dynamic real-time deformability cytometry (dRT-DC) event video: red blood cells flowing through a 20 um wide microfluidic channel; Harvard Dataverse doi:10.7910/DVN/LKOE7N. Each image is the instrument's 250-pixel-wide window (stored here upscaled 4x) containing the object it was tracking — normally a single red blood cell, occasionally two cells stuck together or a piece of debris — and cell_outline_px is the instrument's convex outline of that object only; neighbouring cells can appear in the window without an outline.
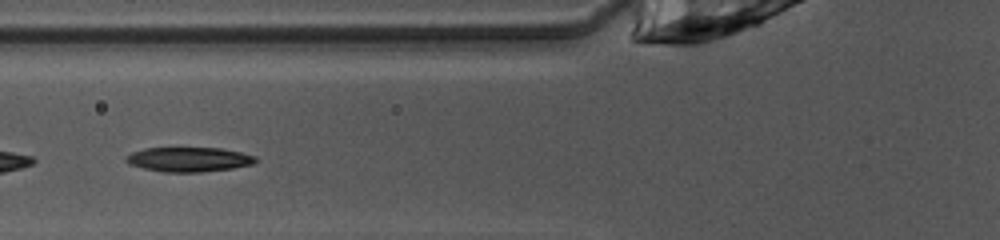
{"species": "common noctule bat (a hibernating species)", "species_latin": "Nyctalus noctula", "temperature_condition": "warm", "stored_images_in_passage": 8, "camera_frame_rate_fps": 3000, "um_per_image_px": 0.085, "animal": {"sex": "female", "body_mass_g": 10.0, "forearm_length_mm": 53.1}, "frame": {"image": 1, "passage_image": 5, "time_ms": 1.333, "image_size_px": [1000, 240], "cell_outline_px": [[256, 160], [252, 164], [232, 168], [200, 172], [164, 172], [144, 168], [128, 164], [124, 160], [124, 156], [132, 152], [144, 148], [220, 148], [240, 152], [256, 156]], "centroid_in_image_um": [16.0, 13.55], "position_along_channel_um": 109.8, "area_um2": 18.5}}